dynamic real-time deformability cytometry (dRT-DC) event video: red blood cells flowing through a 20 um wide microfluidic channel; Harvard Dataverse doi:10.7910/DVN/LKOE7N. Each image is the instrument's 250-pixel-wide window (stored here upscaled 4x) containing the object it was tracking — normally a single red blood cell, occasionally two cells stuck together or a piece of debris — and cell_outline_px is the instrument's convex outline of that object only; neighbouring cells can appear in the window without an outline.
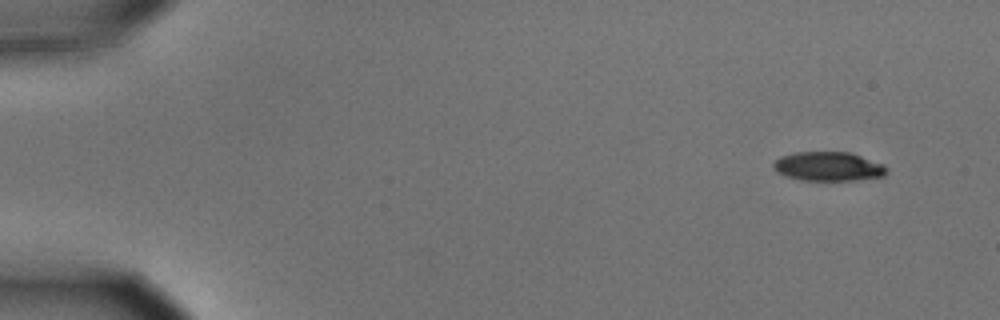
{"species": "common noctule bat (a hibernating species)", "species_latin": "Nyctalus noctula", "temperature_condition": "cold", "stored_images_in_passage": 53, "camera_frame_rate_fps": 3000, "um_per_image_px": 0.085, "animal": {"sex": "male", "body_mass_g": 15.6}, "frame": {"image": 1, "passage_image": 1, "time_ms": 0.0, "image_size_px": [1000, 320], "cell_outline_px": [[888, 172], [884, 176], [852, 180], [800, 180], [776, 172], [772, 164], [780, 156], [796, 152], [848, 152], [884, 164], [888, 168]], "centroid_in_image_um": [70.41, 14.14], "position_along_channel_um": 14.6, "area_um2": 19.13}}
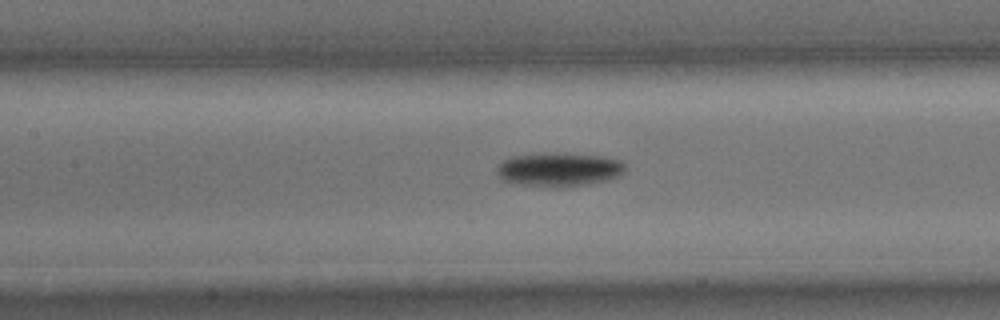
{"frame": {"image": 2, "passage_image": 23, "time_ms": 7.333, "image_size_px": [1000, 320], "cell_outline_px": [[624, 168], [620, 176], [608, 180], [588, 184], [564, 188], [556, 188], [520, 184], [500, 180], [496, 172], [496, 164], [500, 160], [512, 156], [544, 152], [564, 152], [604, 156], [620, 160], [624, 164]], "centroid_in_image_um": [47.45, 14.39], "position_along_channel_um": 159.9, "area_um2": 26.18}}
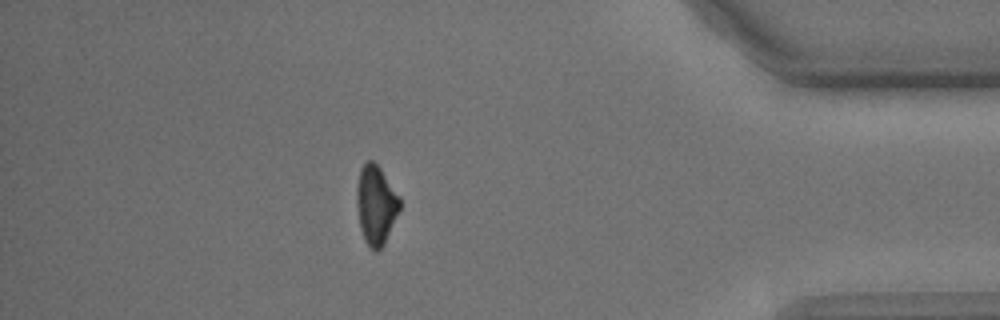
{"frame": {"image": 3, "passage_image": 46, "time_ms": 15.0, "image_size_px": [1000, 320], "cell_outline_px": [[400, 208], [384, 244], [376, 252], [364, 240], [360, 228], [356, 204], [356, 188], [360, 168], [368, 160], [372, 160], [380, 168], [400, 196]], "centroid_in_image_um": [31.94, 17.39], "position_along_channel_um": 403.3, "area_um2": 19.77}, "authors_computed_cell_mechanics": {"area_um2": 21.4438, "velocity_mm_per_s": 3.6371, "shape_relaxation_time_tau1_ms": 1.9355, "shape_relaxation_time_tau2_ms": null, "deformation_change_tau1": 0.0943, "deformation_change_tau2": null}}